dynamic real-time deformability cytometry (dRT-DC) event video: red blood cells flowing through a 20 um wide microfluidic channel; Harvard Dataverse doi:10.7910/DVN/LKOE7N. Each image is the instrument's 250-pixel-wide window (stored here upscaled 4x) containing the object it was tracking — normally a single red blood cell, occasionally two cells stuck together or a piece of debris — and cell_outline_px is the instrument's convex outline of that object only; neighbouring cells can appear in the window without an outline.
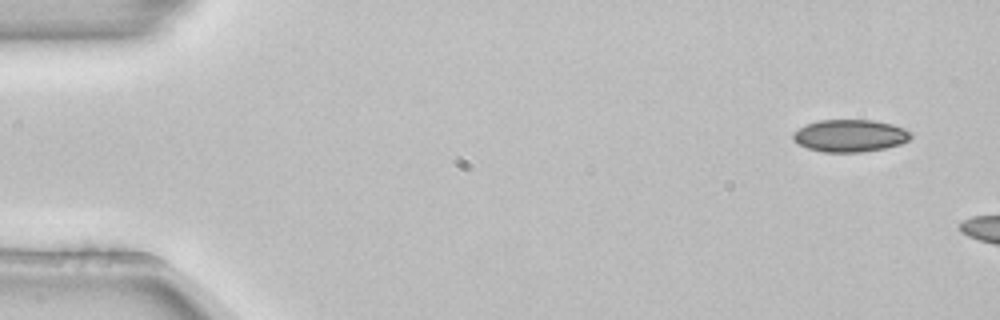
{"species": "common noctule bat (a hibernating species)", "species_latin": "Nyctalus noctula", "temperature_condition": "room temperature", "stored_images_in_passage": 3, "camera_frame_rate_fps": 3000, "um_per_image_px": 0.085, "animal": {"sex": "female", "body_mass_g": 22.7, "forearm_length_mm": 54.2}, "frame": {"image": 1, "passage_image": 1, "time_ms": 0.0, "image_size_px": [1000, 320], "cell_outline_px": [[912, 136], [908, 140], [900, 144], [884, 148], [860, 152], [824, 152], [808, 148], [796, 144], [792, 140], [792, 132], [808, 124], [820, 120], [872, 120], [892, 124], [904, 128], [912, 132]], "centroid_in_image_um": [72.23, 11.53], "position_along_channel_um": 12.8, "area_um2": 22.2}}